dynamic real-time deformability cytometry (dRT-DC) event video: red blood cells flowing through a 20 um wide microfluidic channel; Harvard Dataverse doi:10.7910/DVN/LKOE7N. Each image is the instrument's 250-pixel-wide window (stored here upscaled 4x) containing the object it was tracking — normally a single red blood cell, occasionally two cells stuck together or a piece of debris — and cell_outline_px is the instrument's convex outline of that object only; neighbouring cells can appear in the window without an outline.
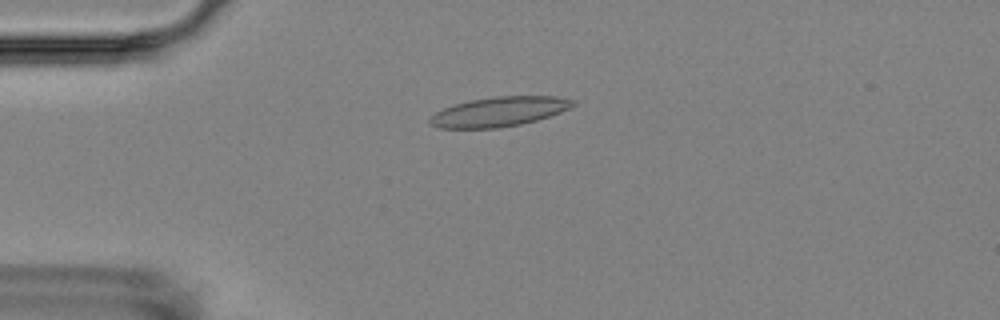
{"species": "Egyptian fruit bat (a non-hibernating species)", "species_latin": "Rousettus aegyptiacus", "temperature_condition": "room temperature", "stored_images_in_passage": 5, "camera_frame_rate_fps": 3000, "um_per_image_px": 0.085, "animal": {"sex": "female"}, "frame": {"image": 1, "passage_image": 4, "time_ms": 3.333, "image_size_px": [1000, 320], "cell_outline_px": [[576, 104], [560, 112], [536, 120], [520, 124], [496, 128], [440, 128], [432, 124], [428, 120], [436, 112], [444, 108], [456, 104], [472, 100], [496, 96], [556, 96], [576, 100]], "centroid_in_image_um": [42.45, 9.48], "position_along_channel_um": 42.5, "area_um2": 24.33}}